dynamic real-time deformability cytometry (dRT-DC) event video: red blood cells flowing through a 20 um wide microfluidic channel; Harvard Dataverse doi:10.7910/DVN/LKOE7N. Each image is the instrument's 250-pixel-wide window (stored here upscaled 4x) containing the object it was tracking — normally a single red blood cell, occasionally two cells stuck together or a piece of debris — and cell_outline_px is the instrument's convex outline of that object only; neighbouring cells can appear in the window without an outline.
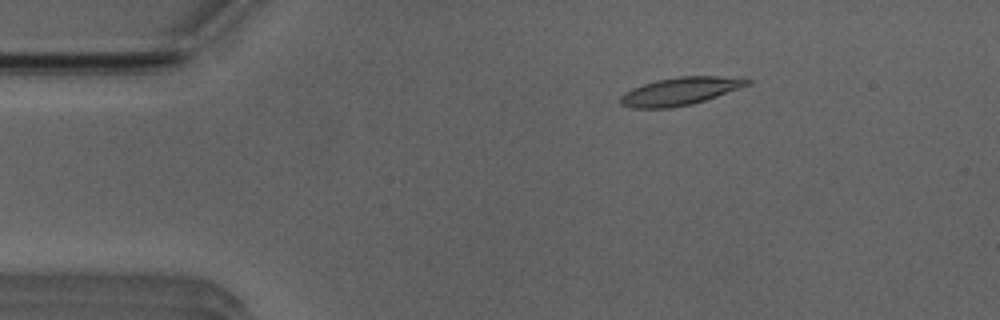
{"species": "Egyptian fruit bat (a non-hibernating species)", "species_latin": "Rousettus aegyptiacus", "temperature_condition": "room temperature", "stored_images_in_passage": 50, "camera_frame_rate_fps": 3000, "um_per_image_px": 0.085, "animal": {"sex": "male"}, "frame": {"image": 1, "passage_image": 7, "time_ms": 2.0, "image_size_px": [1000, 320], "cell_outline_px": [[752, 84], [692, 104], [672, 108], [632, 108], [620, 104], [620, 96], [624, 92], [632, 88], [656, 80], [680, 76], [716, 76], [752, 80]], "centroid_in_image_um": [57.77, 7.76], "position_along_channel_um": 27.2, "area_um2": 20.4}}
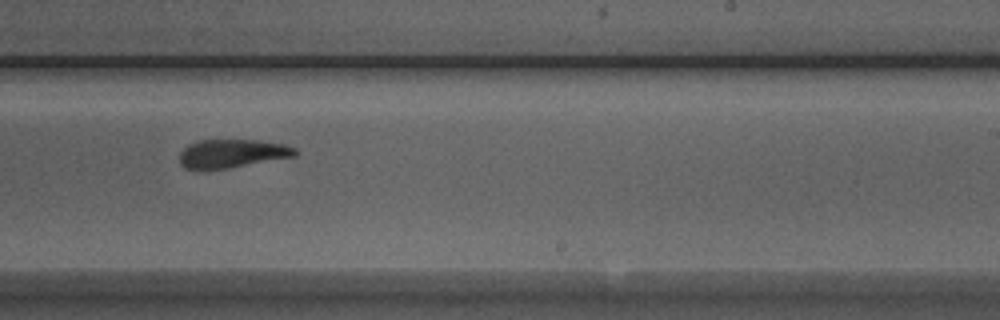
{"frame": {"image": 2, "passage_image": 30, "time_ms": 9.667, "image_size_px": [1000, 320], "cell_outline_px": [[296, 156], [228, 168], [200, 172], [196, 172], [184, 168], [180, 164], [180, 152], [188, 144], [200, 140], [260, 140], [284, 144], [296, 148]], "centroid_in_image_um": [19.66, 13.08], "position_along_channel_um": 269.3, "area_um2": 19.65}}
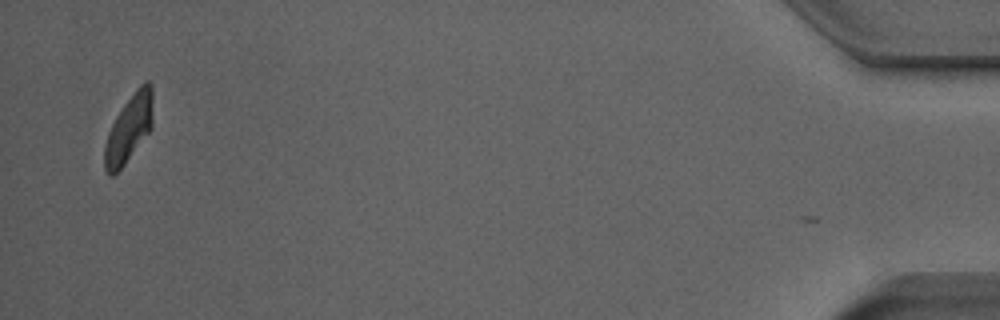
{"frame": {"image": 3, "passage_image": 49, "time_ms": 16.0, "image_size_px": [1000, 320], "cell_outline_px": [[152, 128], [124, 164], [112, 176], [108, 176], [104, 168], [104, 148], [108, 132], [116, 116], [124, 104], [136, 88], [144, 80], [148, 80], [152, 84]], "centroid_in_image_um": [10.96, 10.9], "position_along_channel_um": 424.2, "area_um2": 18.9}, "authors_computed_cell_mechanics": {"area_um2": 19.8832, "velocity_mm_per_s": 3.9016, "shape_relaxation_time_tau1_ms": 3.7172, "shape_relaxation_time_tau2_ms": 2.7652, "deformation_change_tau1": 0.1615, "deformation_change_tau2": 0.1156}}